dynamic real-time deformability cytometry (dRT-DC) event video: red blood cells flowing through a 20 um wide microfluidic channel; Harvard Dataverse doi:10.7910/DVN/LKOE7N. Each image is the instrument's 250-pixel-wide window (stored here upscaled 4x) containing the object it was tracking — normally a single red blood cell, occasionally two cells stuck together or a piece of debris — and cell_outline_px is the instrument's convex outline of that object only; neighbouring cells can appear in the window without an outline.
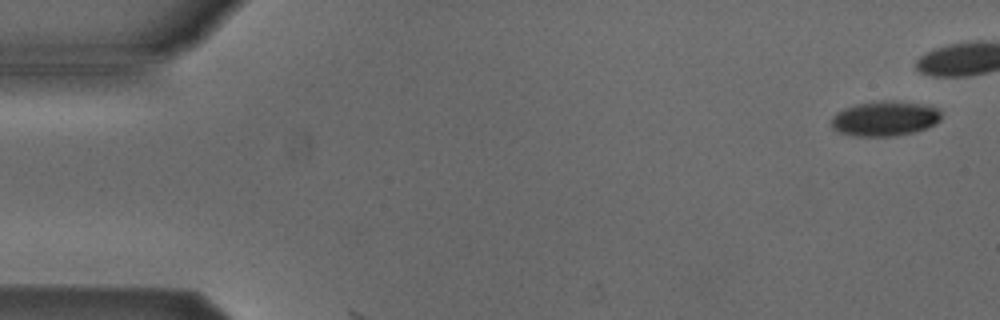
{"species": "Egyptian fruit bat (a non-hibernating species)", "species_latin": "Rousettus aegyptiacus", "temperature_condition": "cold", "stored_images_in_passage": 4, "camera_frame_rate_fps": 3000, "um_per_image_px": 0.085, "animal": {"sex": "male"}, "frame": {"image": 1, "passage_image": 2, "time_ms": 0.333, "image_size_px": [1000, 320], "cell_outline_px": [[940, 120], [924, 128], [912, 132], [896, 136], [856, 136], [840, 132], [832, 128], [832, 116], [836, 112], [844, 108], [856, 104], [880, 100], [892, 100], [916, 104], [936, 108], [940, 112]], "centroid_in_image_um": [75.14, 10.07], "position_along_channel_um": 9.9, "area_um2": 22.02}}